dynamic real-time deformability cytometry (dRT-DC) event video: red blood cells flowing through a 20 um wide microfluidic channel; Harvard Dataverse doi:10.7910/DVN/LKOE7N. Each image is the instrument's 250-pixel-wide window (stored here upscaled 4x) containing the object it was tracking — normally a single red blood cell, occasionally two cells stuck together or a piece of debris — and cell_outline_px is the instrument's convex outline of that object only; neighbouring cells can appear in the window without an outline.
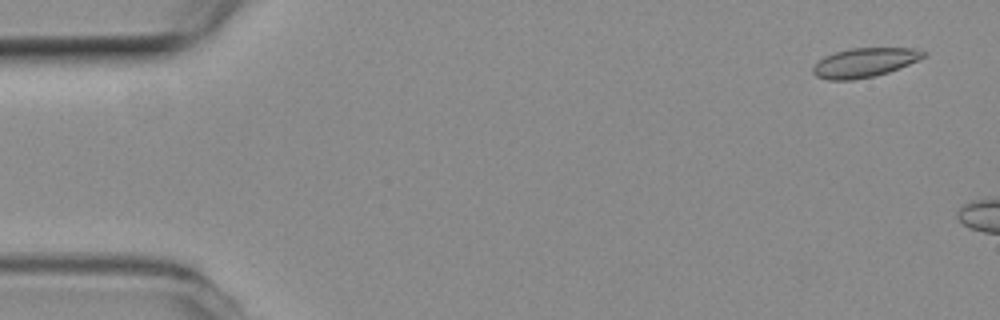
{"species": "common noctule bat (a hibernating species)", "species_latin": "Nyctalus noctula", "temperature_condition": "room temperature", "stored_images_in_passage": 12, "camera_frame_rate_fps": 3000, "um_per_image_px": 0.085, "animal": {"sex": "female", "body_mass_g": 19.3, "forearm_length_mm": 54.1}, "frame": {"image": 1, "passage_image": 3, "time_ms": 0.667, "image_size_px": [1000, 320], "cell_outline_px": [[924, 56], [908, 64], [888, 72], [872, 76], [852, 80], [828, 80], [816, 76], [812, 72], [812, 68], [824, 56], [836, 52], [852, 48], [916, 48], [924, 52]], "centroid_in_image_um": [73.44, 5.32], "position_along_channel_um": 11.6, "area_um2": 18.44}}